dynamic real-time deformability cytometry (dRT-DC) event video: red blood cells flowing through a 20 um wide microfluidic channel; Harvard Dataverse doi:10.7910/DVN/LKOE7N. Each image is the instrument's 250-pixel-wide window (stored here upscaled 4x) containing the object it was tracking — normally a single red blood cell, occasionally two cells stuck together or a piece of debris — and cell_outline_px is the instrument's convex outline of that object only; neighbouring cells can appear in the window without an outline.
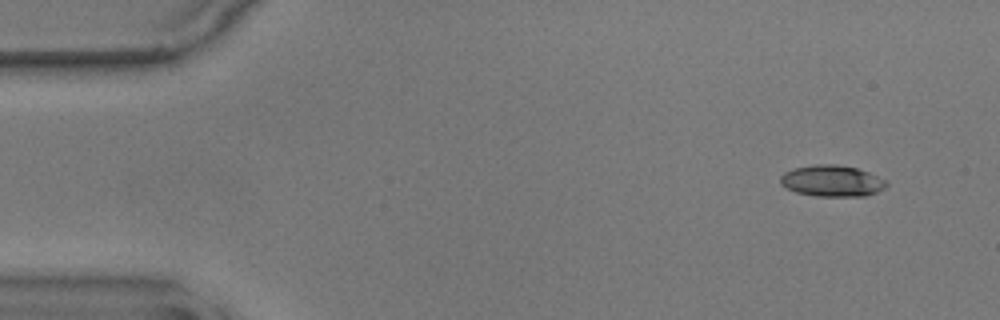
{"species": "common noctule bat (a hibernating species)", "species_latin": "Nyctalus noctula", "temperature_condition": "warm", "stored_images_in_passage": 53, "camera_frame_rate_fps": 3000, "um_per_image_px": 0.085, "animal": {"sex": "male", "body_mass_g": 17.9}, "frame": {"image": 1, "passage_image": 1, "time_ms": 0.0, "image_size_px": [1000, 320], "cell_outline_px": [[888, 184], [884, 188], [876, 192], [864, 196], [816, 196], [796, 192], [780, 184], [780, 176], [784, 172], [792, 168], [816, 164], [836, 164], [856, 168], [868, 172], [888, 180]], "centroid_in_image_um": [70.72, 15.37], "position_along_channel_um": 14.3, "area_um2": 19.42}}
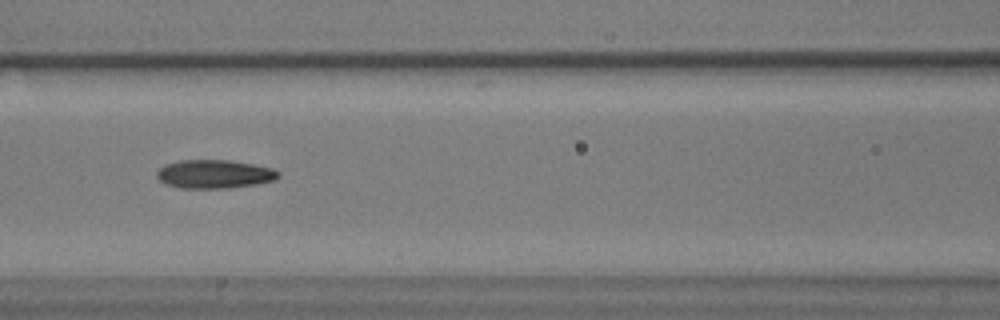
{"frame": {"image": 2, "passage_image": 21, "time_ms": 6.667, "image_size_px": [1000, 320], "cell_outline_px": [[280, 176], [276, 180], [256, 184], [228, 188], [180, 188], [164, 184], [156, 176], [156, 172], [164, 164], [180, 160], [228, 160], [252, 164], [272, 168], [280, 172]], "centroid_in_image_um": [18.21, 14.8], "position_along_channel_um": 148.4, "area_um2": 20.35}}
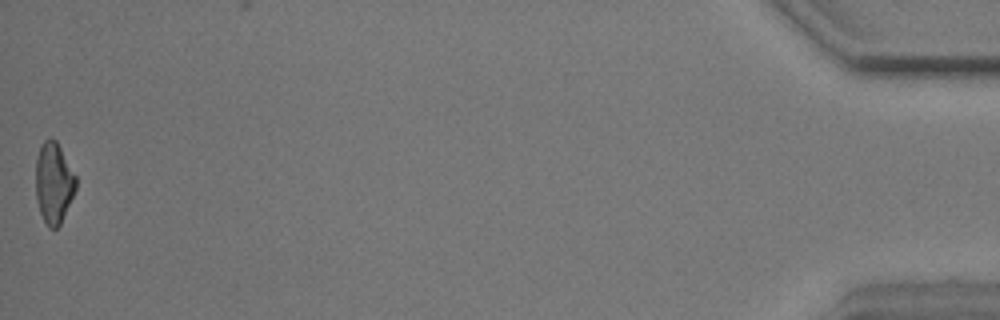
{"frame": {"image": 3, "passage_image": 53, "time_ms": 17.333, "image_size_px": [1000, 320], "cell_outline_px": [[76, 188], [60, 224], [56, 228], [48, 228], [40, 212], [36, 200], [36, 156], [40, 144], [48, 136], [56, 140], [76, 176]], "centroid_in_image_um": [4.54, 15.51], "position_along_channel_um": 430.7, "area_um2": 18.96}, "authors_computed_cell_mechanics": {"area_um2": 19.7676, "velocity_mm_per_s": 3.5667, "shape_relaxation_time_tau1_ms": null, "shape_relaxation_time_tau2_ms": 2.6561, "deformation_change_tau1": null, "deformation_change_tau2": 0.1035}}